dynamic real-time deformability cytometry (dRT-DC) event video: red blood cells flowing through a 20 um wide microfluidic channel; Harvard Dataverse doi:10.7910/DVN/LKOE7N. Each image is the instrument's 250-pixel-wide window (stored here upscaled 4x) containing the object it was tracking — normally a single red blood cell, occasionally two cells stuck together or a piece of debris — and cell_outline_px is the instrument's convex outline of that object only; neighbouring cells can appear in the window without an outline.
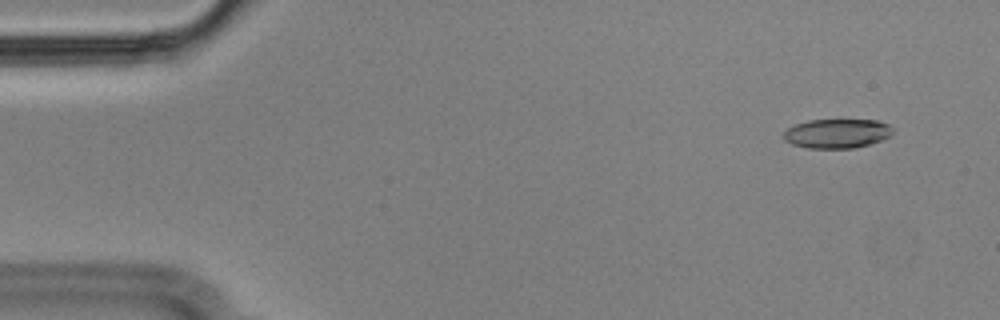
{"species": "Egyptian fruit bat (a non-hibernating species)", "species_latin": "Rousettus aegyptiacus", "temperature_condition": "cold", "stored_images_in_passage": 55, "camera_frame_rate_fps": 3000, "um_per_image_px": 0.085, "animal": {"sex": "male"}, "frame": {"image": 1, "passage_image": 4, "time_ms": 1.0, "image_size_px": [1000, 320], "cell_outline_px": [[892, 136], [856, 148], [808, 148], [792, 144], [784, 140], [784, 132], [788, 128], [796, 124], [808, 120], [876, 120], [888, 124], [892, 128]], "centroid_in_image_um": [71.15, 11.35], "position_along_channel_um": 13.9, "area_um2": 18.55}}
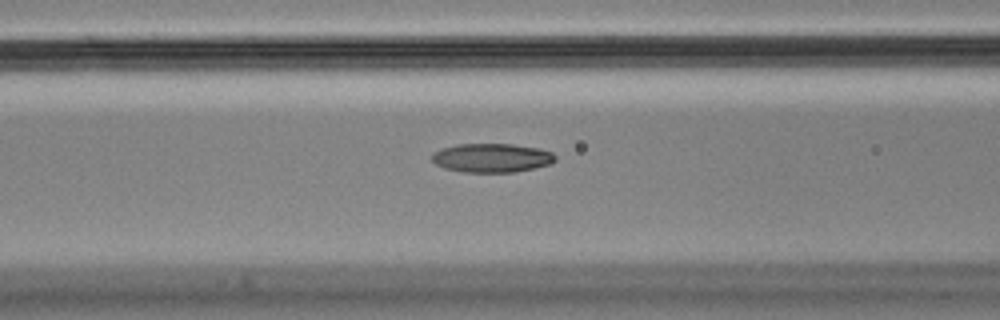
{"frame": {"image": 2, "passage_image": 22, "time_ms": 7.0, "image_size_px": [1000, 320], "cell_outline_px": [[556, 160], [552, 164], [516, 172], [464, 172], [444, 168], [436, 164], [432, 160], [432, 156], [436, 152], [444, 148], [456, 144], [512, 144], [540, 148], [552, 152], [556, 156]], "centroid_in_image_um": [41.86, 13.42], "position_along_channel_um": 124.7, "area_um2": 20.81}}
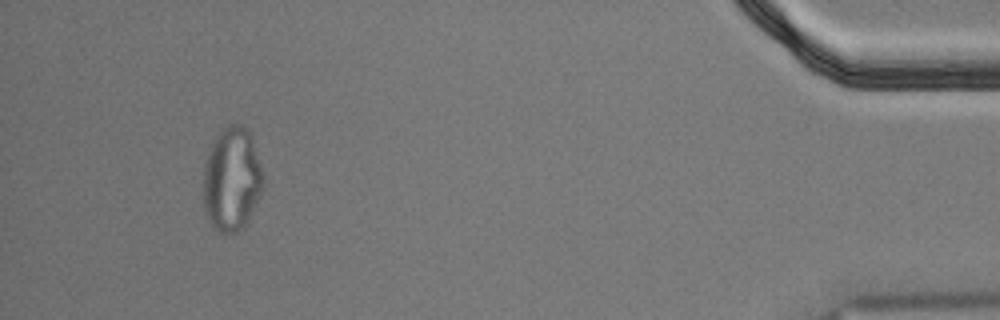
{"frame": {"image": 3, "passage_image": 52, "time_ms": 17.0, "image_size_px": [1000, 320], "cell_outline_px": [[264, 184], [260, 196], [248, 220], [236, 232], [224, 236], [216, 232], [208, 220], [204, 204], [204, 164], [208, 152], [216, 136], [228, 124], [236, 120], [248, 132], [252, 140], [264, 176]], "centroid_in_image_um": [19.7, 15.27], "position_along_channel_um": 415.5, "area_um2": 36.36}, "authors_computed_cell_mechanics": {"area_um2": 20.808, "velocity_mm_per_s": 3.591, "shape_relaxation_time_tau1_ms": null, "shape_relaxation_time_tau2_ms": 6.0278, "deformation_change_tau1": null, "deformation_change_tau2": 0.1146}}